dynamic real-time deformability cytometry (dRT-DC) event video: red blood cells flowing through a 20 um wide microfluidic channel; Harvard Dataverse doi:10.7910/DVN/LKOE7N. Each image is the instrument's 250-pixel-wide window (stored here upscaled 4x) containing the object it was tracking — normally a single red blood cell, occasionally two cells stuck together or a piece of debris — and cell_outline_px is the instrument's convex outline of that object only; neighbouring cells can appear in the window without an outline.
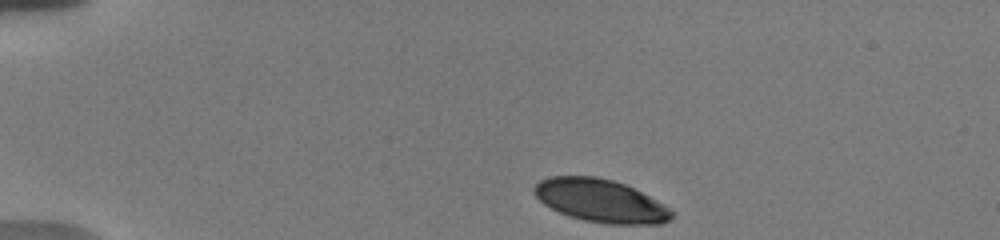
{"species": "human", "species_latin": "Homo sapiens", "temperature_condition": "warm", "stored_images_in_passage": 45, "camera_frame_rate_fps": 3000, "um_per_image_px": 0.085, "donor": {"sex": "male"}, "frame": {"image": 1, "passage_image": 1, "time_ms": 0.0, "image_size_px": [1000, 240], "cell_outline_px": [[676, 212], [668, 220], [660, 224], [608, 224], [584, 220], [568, 216], [544, 204], [532, 192], [532, 188], [540, 180], [548, 176], [596, 176], [612, 180], [624, 184], [672, 208]], "centroid_in_image_um": [51.04, 17.06], "position_along_channel_um": 34.0, "area_um2": 34.39}}
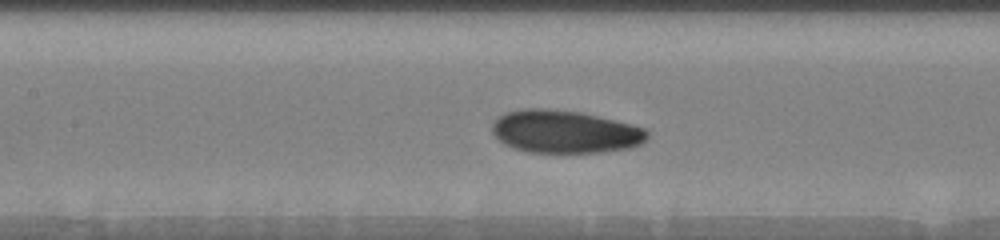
{"frame": {"image": 2, "passage_image": 17, "time_ms": 5.333, "image_size_px": [1000, 240], "cell_outline_px": [[648, 140], [632, 148], [600, 152], [528, 152], [512, 148], [504, 144], [492, 132], [492, 124], [500, 116], [508, 112], [524, 108], [544, 108], [580, 112], [632, 124], [644, 128], [648, 132]], "centroid_in_image_um": [48.04, 11.2], "position_along_channel_um": 159.4, "area_um2": 38.67}}
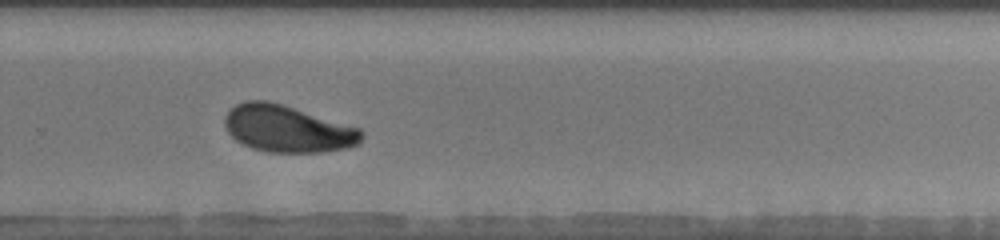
{"frame": {"image": 3, "passage_image": 29, "time_ms": 9.333, "image_size_px": [1000, 240], "cell_outline_px": [[364, 136], [360, 144], [348, 148], [324, 152], [268, 152], [252, 148], [236, 140], [228, 132], [224, 124], [224, 116], [228, 108], [244, 100], [268, 100], [360, 128], [364, 132]], "centroid_in_image_um": [24.43, 10.94], "position_along_channel_um": 305.4, "area_um2": 37.63}, "authors_computed_cell_mechanics": {"area_um2": 37.281, "velocity_mm_per_s": 3.6616, "shape_relaxation_time_tau1_ms": 3.4383, "shape_relaxation_time_tau2_ms": 3.1726, "deformation_change_tau1": 0.1424, "deformation_change_tau2": 0.0821}}